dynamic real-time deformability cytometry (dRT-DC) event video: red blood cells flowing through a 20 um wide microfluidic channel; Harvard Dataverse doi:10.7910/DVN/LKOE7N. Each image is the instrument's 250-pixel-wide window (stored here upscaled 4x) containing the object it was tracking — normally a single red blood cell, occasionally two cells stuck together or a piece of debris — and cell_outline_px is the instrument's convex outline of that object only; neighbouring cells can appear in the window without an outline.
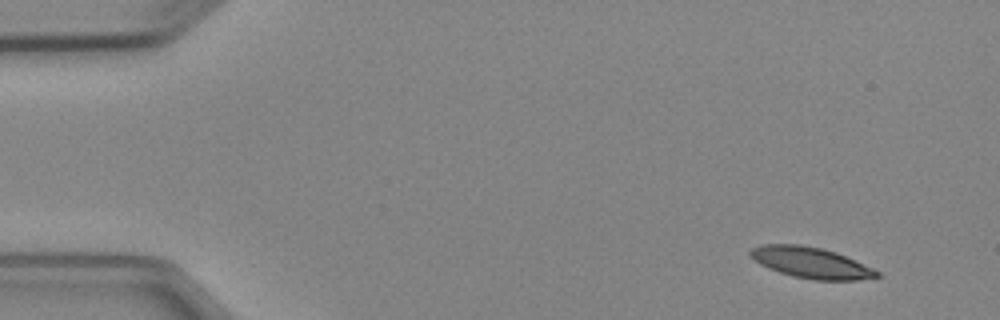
{"species": "Egyptian fruit bat (a non-hibernating species)", "species_latin": "Rousettus aegyptiacus", "temperature_condition": "cold", "stored_images_in_passage": 4, "camera_frame_rate_fps": 3000, "um_per_image_px": 0.085, "animal": {"sex": "female"}, "frame": {"image": 1, "passage_image": 1, "time_ms": 0.0, "image_size_px": [1000, 320], "cell_outline_px": [[880, 276], [860, 280], [812, 280], [792, 276], [768, 268], [760, 264], [748, 252], [752, 248], [760, 244], [800, 244], [820, 248], [836, 252], [872, 268], [880, 272]], "centroid_in_image_um": [68.92, 22.33], "position_along_channel_um": 16.1, "area_um2": 22.72}}
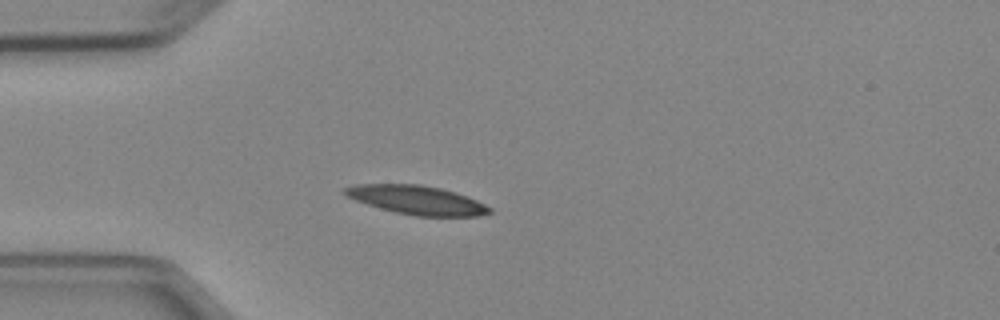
{"frame": {"image": 2, "passage_image": 4, "time_ms": 3.333, "image_size_px": [1000, 320], "cell_outline_px": [[492, 212], [476, 216], [416, 216], [396, 212], [380, 208], [356, 200], [340, 192], [344, 188], [356, 184], [420, 184], [440, 188], [476, 200], [492, 208]], "centroid_in_image_um": [35.4, 17.0], "position_along_channel_um": 49.6, "area_um2": 23.99}}